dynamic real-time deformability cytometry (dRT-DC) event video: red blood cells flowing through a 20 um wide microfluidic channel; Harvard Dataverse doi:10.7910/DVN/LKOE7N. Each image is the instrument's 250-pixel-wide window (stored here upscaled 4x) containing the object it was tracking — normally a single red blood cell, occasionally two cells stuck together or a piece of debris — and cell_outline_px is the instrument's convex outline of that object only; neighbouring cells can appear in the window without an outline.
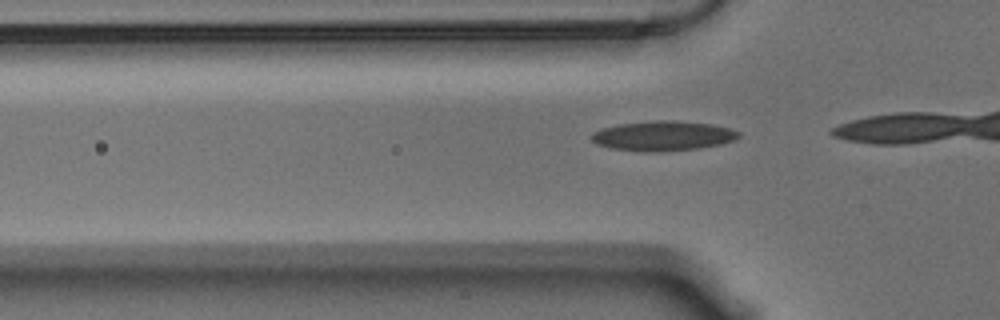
{"species": "Egyptian fruit bat (a non-hibernating species)", "species_latin": "Rousettus aegyptiacus", "temperature_condition": "warm", "stored_images_in_passage": 12, "camera_frame_rate_fps": 3000, "um_per_image_px": 0.085, "animal": {"sex": "male"}, "frame": {"image": 1, "passage_image": 9, "time_ms": 2.667, "image_size_px": [1000, 320], "cell_outline_px": [[740, 136], [736, 140], [720, 144], [700, 148], [660, 152], [644, 152], [612, 148], [596, 144], [592, 140], [592, 132], [600, 128], [620, 124], [652, 120], [672, 120], [712, 124], [728, 128], [740, 132]], "centroid_in_image_um": [56.35, 11.55], "position_along_channel_um": 69.4, "area_um2": 25.72}}